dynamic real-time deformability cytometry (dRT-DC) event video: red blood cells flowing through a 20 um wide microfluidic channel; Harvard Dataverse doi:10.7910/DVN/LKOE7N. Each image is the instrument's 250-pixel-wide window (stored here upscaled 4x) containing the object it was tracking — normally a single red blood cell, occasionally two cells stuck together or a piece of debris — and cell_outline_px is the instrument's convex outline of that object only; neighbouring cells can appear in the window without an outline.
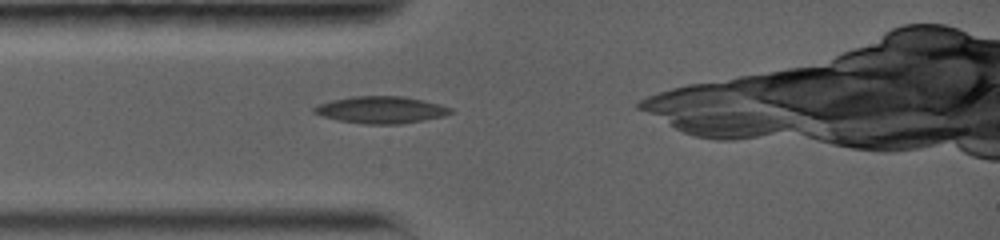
{"species": "common noctule bat (a hibernating species)", "species_latin": "Nyctalus noctula", "temperature_condition": "warm", "stored_images_in_passage": 42, "camera_frame_rate_fps": 5000, "um_per_image_px": 0.085, "animal": {"sex": "female", "body_mass_g": 19.0, "forearm_length_mm": 56.7}, "frame": {"image": 1, "passage_image": 3, "time_ms": 0.4, "image_size_px": [1000, 240], "cell_outline_px": [[452, 112], [444, 116], [424, 120], [400, 124], [364, 124], [336, 120], [312, 112], [312, 108], [316, 104], [332, 100], [352, 96], [404, 96], [424, 100], [440, 104], [452, 108]], "centroid_in_image_um": [32.37, 9.33], "position_along_channel_um": 52.6, "area_um2": 21.62}}
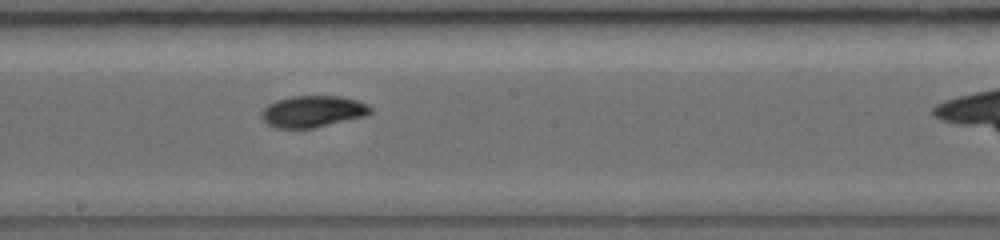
{"frame": {"image": 2, "passage_image": 23, "time_ms": 4.8, "image_size_px": [1000, 240], "cell_outline_px": [[372, 112], [368, 116], [312, 128], [276, 128], [268, 124], [260, 116], [260, 112], [268, 104], [276, 100], [292, 96], [340, 96], [356, 100], [368, 104], [372, 108]], "centroid_in_image_um": [26.6, 9.47], "position_along_channel_um": 221.6, "area_um2": 20.17}}
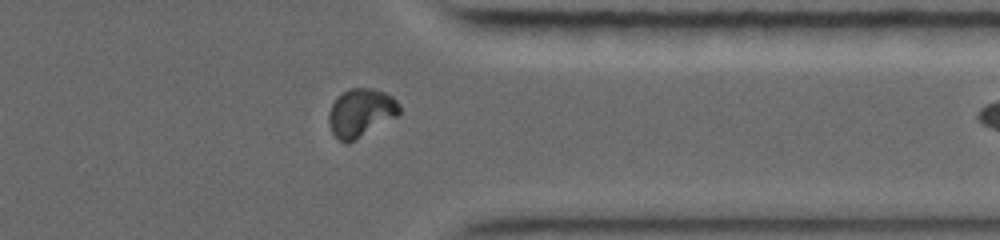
{"frame": {"image": 3, "passage_image": 41, "time_ms": 9.0, "image_size_px": [1000, 240], "cell_outline_px": [[400, 112], [396, 116], [356, 140], [348, 144], [344, 144], [332, 132], [328, 124], [328, 112], [336, 96], [352, 88], [372, 88], [384, 92], [392, 96], [400, 104]], "centroid_in_image_um": [30.64, 9.59], "position_along_channel_um": 380.8, "area_um2": 19.94}}